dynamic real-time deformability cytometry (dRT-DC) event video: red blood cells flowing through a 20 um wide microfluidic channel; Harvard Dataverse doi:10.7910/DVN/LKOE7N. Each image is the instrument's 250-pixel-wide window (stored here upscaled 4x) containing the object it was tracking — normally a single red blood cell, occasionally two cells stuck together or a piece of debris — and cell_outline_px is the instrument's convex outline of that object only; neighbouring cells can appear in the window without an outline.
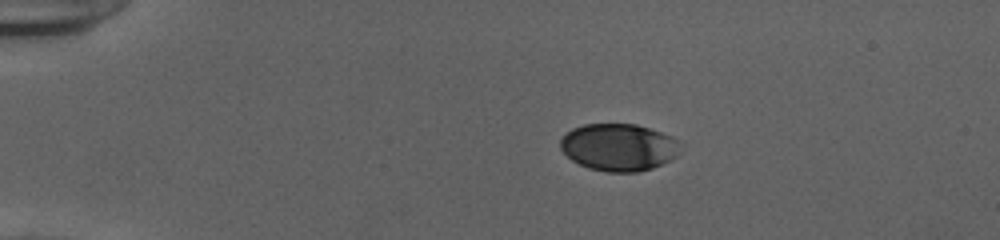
{"species": "human", "species_latin": "Homo sapiens", "temperature_condition": "cold", "stored_images_in_passage": 43, "camera_frame_rate_fps": 3000, "um_per_image_px": 0.085, "donor": {"sex": "female"}, "frame": {"image": 1, "passage_image": 1, "time_ms": 0.0, "image_size_px": [1000, 240], "cell_outline_px": [[684, 144], [676, 156], [652, 168], [636, 172], [608, 172], [588, 168], [572, 160], [560, 148], [560, 140], [572, 128], [584, 124], [636, 124], [672, 136]], "centroid_in_image_um": [52.61, 12.51], "position_along_channel_um": 32.4, "area_um2": 33.0}}
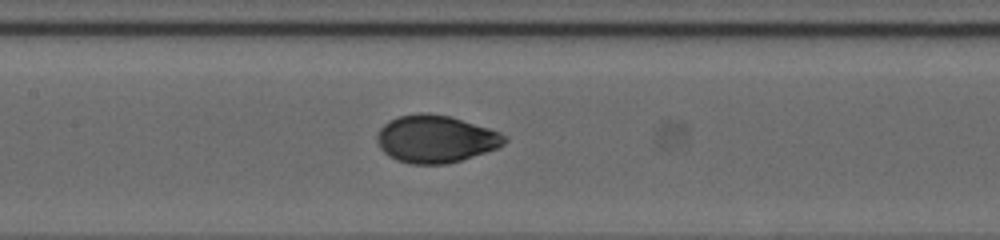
{"frame": {"image": 2, "passage_image": 17, "time_ms": 5.333, "image_size_px": [1000, 240], "cell_outline_px": [[508, 140], [504, 144], [496, 148], [460, 160], [444, 164], [412, 164], [396, 160], [388, 156], [380, 148], [376, 140], [376, 136], [380, 128], [388, 120], [400, 116], [420, 112], [428, 112], [452, 116], [500, 132], [508, 136]], "centroid_in_image_um": [37.01, 11.79], "position_along_channel_um": 170.4, "area_um2": 35.37}}
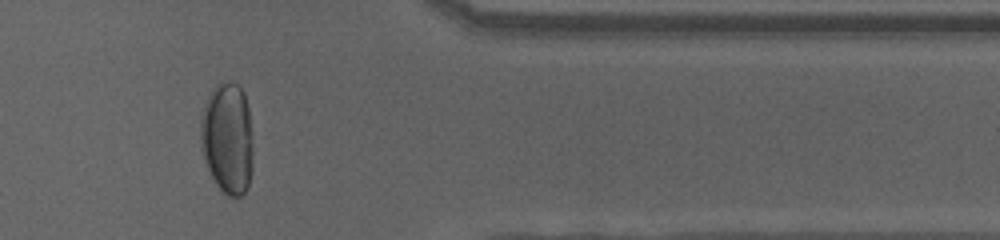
{"frame": {"image": 3, "passage_image": 35, "time_ms": 11.333, "image_size_px": [1000, 240], "cell_outline_px": [[252, 172], [248, 188], [240, 196], [228, 196], [220, 192], [208, 172], [204, 160], [200, 144], [200, 116], [204, 104], [208, 96], [216, 84], [220, 80], [232, 80], [244, 92], [248, 108], [252, 144]], "centroid_in_image_um": [19.31, 11.76], "position_along_channel_um": 392.1, "area_um2": 34.91}, "authors_computed_cell_mechanics": {"area_um2": 35.0846, "velocity_mm_per_s": 3.9143, "shape_relaxation_time_tau1_ms": 3.981, "shape_relaxation_time_tau2_ms": null, "deformation_change_tau1": 0.1639, "deformation_change_tau2": null}}